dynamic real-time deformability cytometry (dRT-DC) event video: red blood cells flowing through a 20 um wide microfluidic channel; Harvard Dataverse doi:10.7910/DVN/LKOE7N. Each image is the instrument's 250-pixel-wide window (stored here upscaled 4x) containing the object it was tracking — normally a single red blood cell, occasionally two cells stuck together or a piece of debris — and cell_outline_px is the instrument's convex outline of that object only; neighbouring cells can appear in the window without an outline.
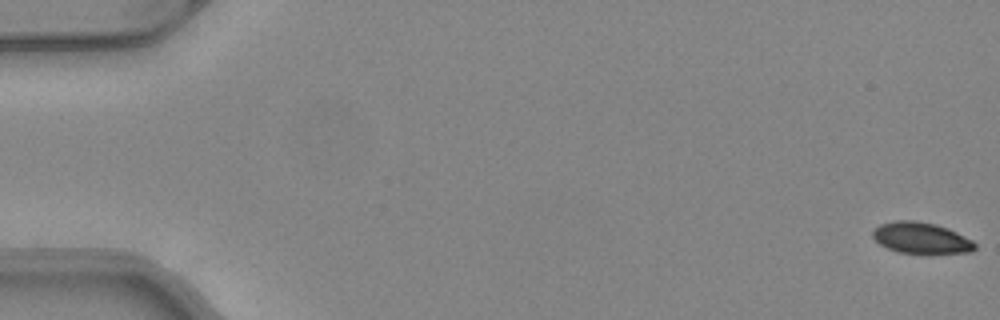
{"species": "common noctule bat (a hibernating species)", "species_latin": "Nyctalus noctula", "temperature_condition": "warm", "stored_images_in_passage": 51, "camera_frame_rate_fps": 3000, "um_per_image_px": 0.085, "animal": {"sex": "female", "body_mass_g": 24.6, "forearm_length_mm": 56.2}, "frame": {"image": 1, "passage_image": 1, "time_ms": 0.0, "image_size_px": [1000, 320], "cell_outline_px": [[976, 248], [972, 252], [928, 256], [924, 256], [900, 252], [888, 248], [880, 244], [872, 236], [872, 232], [880, 224], [896, 220], [916, 220], [936, 224], [948, 228], [972, 240], [976, 244]], "centroid_in_image_um": [78.35, 20.27], "position_along_channel_um": 6.7, "area_um2": 19.31}}
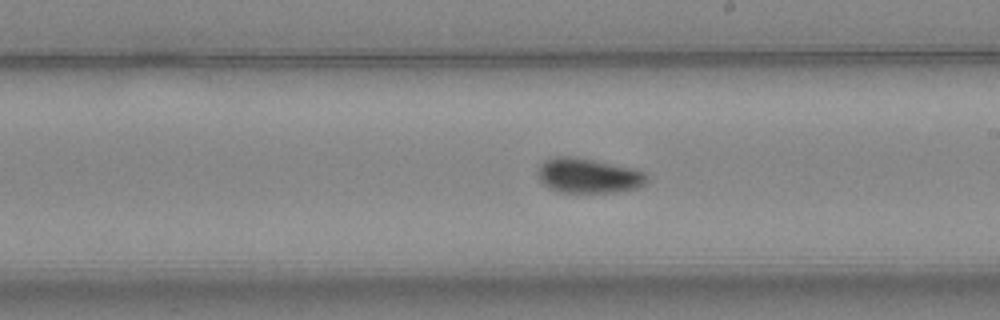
{"frame": {"image": 2, "passage_image": 30, "time_ms": 9.667, "image_size_px": [1000, 320], "cell_outline_px": [[648, 180], [640, 188], [620, 192], [556, 192], [548, 188], [540, 180], [536, 172], [540, 164], [544, 160], [556, 156], [572, 156], [636, 168], [644, 172], [648, 176]], "centroid_in_image_um": [50.02, 14.93], "position_along_channel_um": 239.0, "area_um2": 22.54}}
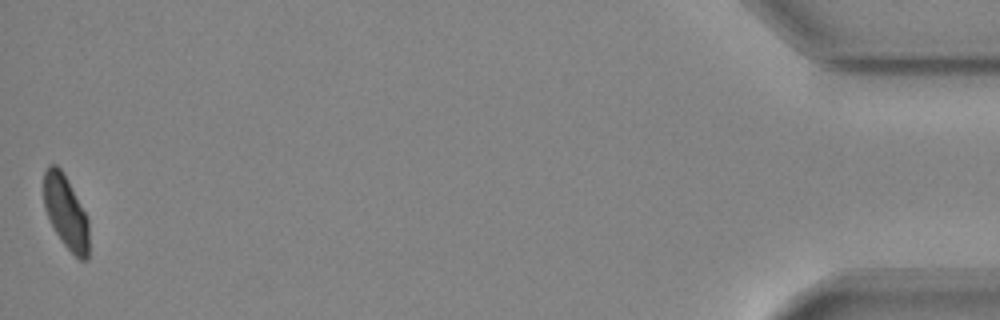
{"frame": {"image": 3, "passage_image": 51, "time_ms": 16.667, "image_size_px": [1000, 320], "cell_outline_px": [[88, 260], [80, 260], [64, 244], [56, 232], [44, 208], [44, 172], [48, 164], [56, 164], [60, 168], [88, 216]], "centroid_in_image_um": [5.6, 18.02], "position_along_channel_um": 429.6, "area_um2": 19.02}, "authors_computed_cell_mechanics": {"area_um2": 20.5768, "velocity_mm_per_s": 4.1054, "shape_relaxation_time_tau1_ms": 5.626, "shape_relaxation_time_tau2_ms": 1.9315, "deformation_change_tau1": 0.134, "deformation_change_tau2": 0.0479}}